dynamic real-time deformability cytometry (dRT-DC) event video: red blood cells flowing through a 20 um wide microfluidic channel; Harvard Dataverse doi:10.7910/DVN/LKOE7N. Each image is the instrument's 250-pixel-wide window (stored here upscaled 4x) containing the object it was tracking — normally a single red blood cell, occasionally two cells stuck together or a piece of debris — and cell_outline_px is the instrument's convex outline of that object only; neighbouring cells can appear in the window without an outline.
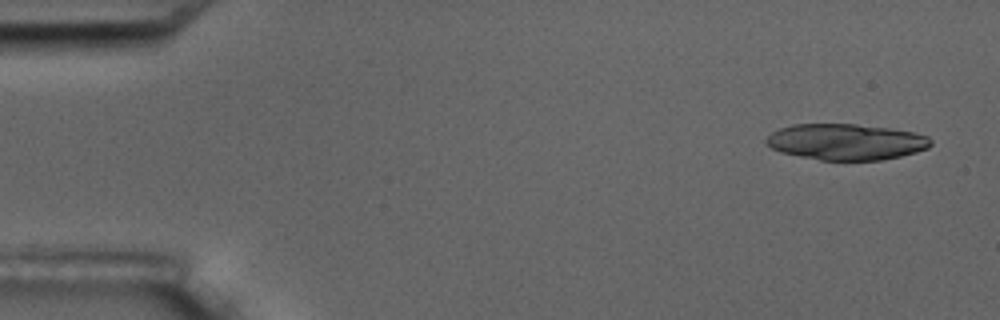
{"species": "common noctule bat (a hibernating species)", "species_latin": "Nyctalus noctula", "temperature_condition": "room temperature", "stored_images_in_passage": 5, "camera_frame_rate_fps": 3000, "um_per_image_px": 0.085, "animal": {"sex": "male", "body_mass_g": 17.5, "forearm_length_mm": 52.3}, "frame": {"image": 1, "passage_image": 1, "time_ms": 0.0, "image_size_px": [1000, 320], "cell_outline_px": [[932, 144], [928, 148], [916, 152], [900, 156], [880, 160], [820, 160], [780, 152], [772, 148], [764, 140], [772, 132], [780, 128], [792, 124], [856, 124], [888, 128], [912, 132], [928, 136], [932, 140]], "centroid_in_image_um": [71.91, 12.05], "position_along_channel_um": 13.1, "area_um2": 34.51}}